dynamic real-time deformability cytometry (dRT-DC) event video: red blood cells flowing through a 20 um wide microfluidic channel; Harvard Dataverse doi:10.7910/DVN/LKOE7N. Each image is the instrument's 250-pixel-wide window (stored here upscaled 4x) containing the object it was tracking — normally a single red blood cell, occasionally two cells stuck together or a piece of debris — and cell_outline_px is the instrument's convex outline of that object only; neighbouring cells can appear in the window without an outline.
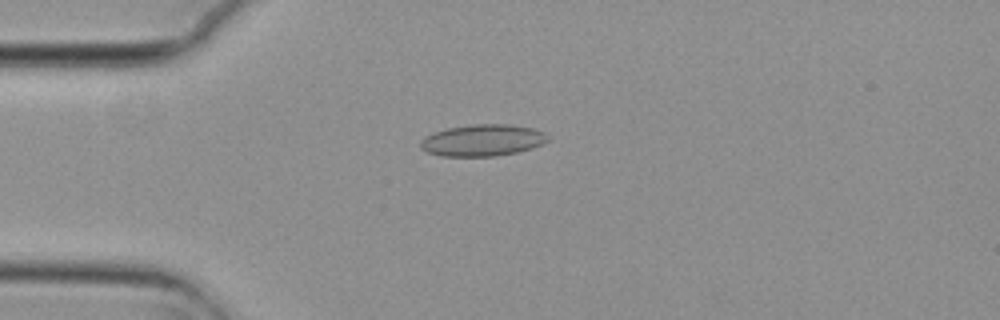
{"species": "common noctule bat (a hibernating species)", "species_latin": "Nyctalus noctula", "temperature_condition": "cold", "stored_images_in_passage": 5, "camera_frame_rate_fps": 3000, "um_per_image_px": 0.085, "animal": {"sex": "female", "body_mass_g": 29.2, "forearm_length_mm": 56.3}, "frame": {"image": 1, "passage_image": 4, "time_ms": 1.0, "image_size_px": [1000, 320], "cell_outline_px": [[548, 140], [544, 144], [532, 148], [516, 152], [496, 156], [440, 156], [428, 152], [420, 148], [420, 140], [424, 136], [448, 128], [472, 124], [508, 124], [532, 128], [544, 132], [548, 136]], "centroid_in_image_um": [41.02, 11.92], "position_along_channel_um": 44.0, "area_um2": 23.52}}